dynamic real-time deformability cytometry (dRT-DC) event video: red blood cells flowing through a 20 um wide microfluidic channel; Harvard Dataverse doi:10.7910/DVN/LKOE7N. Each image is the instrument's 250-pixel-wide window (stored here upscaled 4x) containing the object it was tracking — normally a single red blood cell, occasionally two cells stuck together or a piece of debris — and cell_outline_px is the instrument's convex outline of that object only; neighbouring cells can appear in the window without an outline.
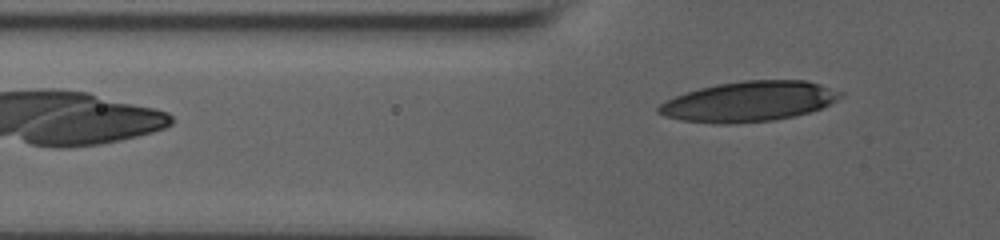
{"species": "human", "species_latin": "Homo sapiens", "temperature_condition": "room temperature", "stored_images_in_passage": 7, "camera_frame_rate_fps": 3000, "um_per_image_px": 0.085, "donor": {"sex": "male"}, "frame": {"image": 1, "passage_image": 7, "time_ms": 2.0, "image_size_px": [1000, 240], "cell_outline_px": [[844, 96], [820, 108], [808, 112], [776, 120], [728, 124], [716, 124], [680, 120], [664, 116], [656, 112], [656, 108], [660, 104], [676, 96], [700, 88], [716, 84], [744, 80], [804, 80], [820, 84], [844, 92]], "centroid_in_image_um": [63.66, 8.63], "position_along_channel_um": 62.1, "area_um2": 42.54}}